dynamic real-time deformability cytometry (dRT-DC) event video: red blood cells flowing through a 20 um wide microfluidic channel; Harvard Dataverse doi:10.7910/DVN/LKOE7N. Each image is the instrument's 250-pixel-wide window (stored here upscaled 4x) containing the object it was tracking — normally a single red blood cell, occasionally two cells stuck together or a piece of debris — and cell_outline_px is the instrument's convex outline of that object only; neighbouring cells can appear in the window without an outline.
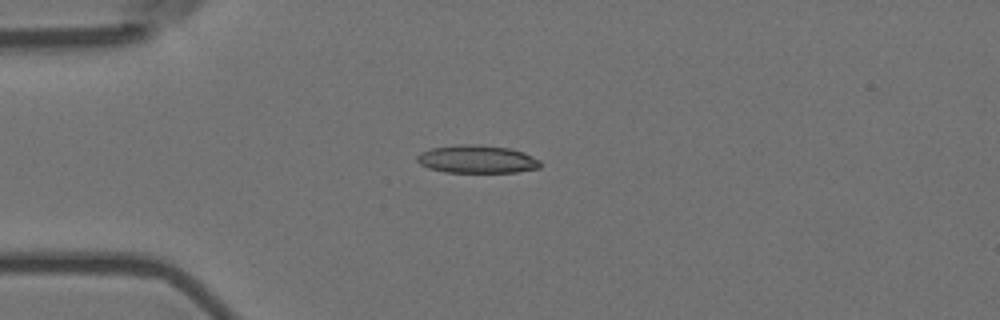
{"species": "Egyptian fruit bat (a non-hibernating species)", "species_latin": "Rousettus aegyptiacus", "temperature_condition": "room temperature", "stored_images_in_passage": 9, "camera_frame_rate_fps": 3000, "um_per_image_px": 0.085, "animal": {"sex": "female"}, "frame": {"image": 1, "passage_image": 3, "time_ms": 0.667, "image_size_px": [1000, 320], "cell_outline_px": [[540, 168], [516, 172], [444, 172], [428, 168], [420, 164], [416, 160], [416, 156], [420, 152], [432, 148], [456, 144], [480, 144], [512, 148], [524, 152], [540, 160]], "centroid_in_image_um": [40.54, 13.52], "position_along_channel_um": 44.5, "area_um2": 20.35}}
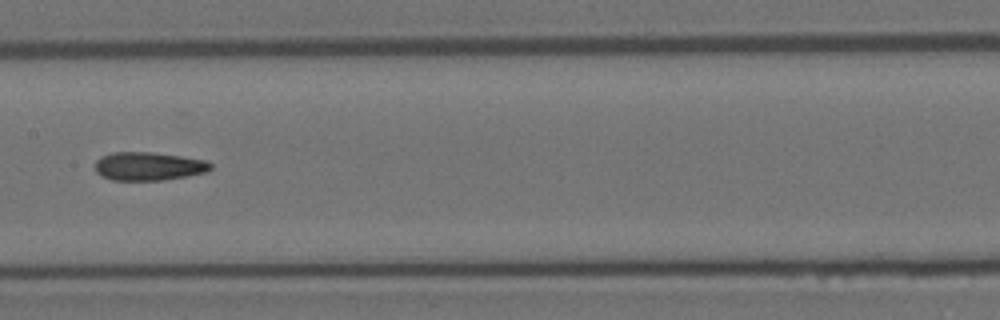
{"frame": {"image": 2, "passage_image": 7, "time_ms": 2.0, "image_size_px": [1000, 320], "cell_outline_px": [[212, 168], [204, 172], [184, 176], [160, 180], [112, 180], [100, 176], [96, 172], [96, 160], [100, 156], [112, 152], [152, 152], [180, 156], [204, 160], [212, 164]], "centroid_in_image_um": [12.57, 14.12], "position_along_channel_um": 194.8, "area_um2": 18.96}}
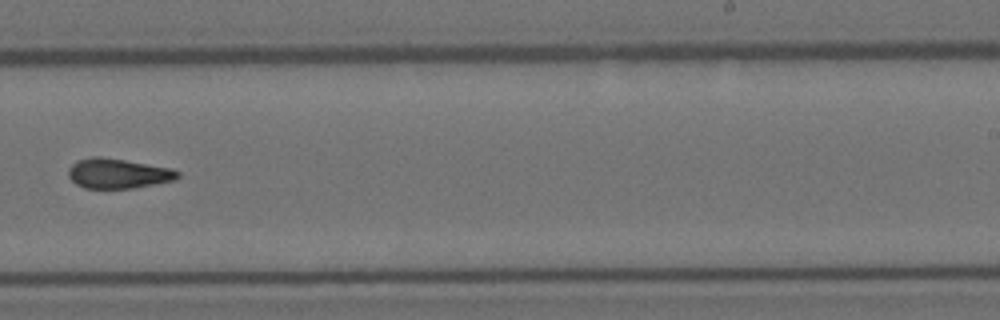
{"frame": {"image": 3, "passage_image": 9, "time_ms": 2.667, "image_size_px": [1000, 320], "cell_outline_px": [[180, 176], [176, 180], [136, 188], [84, 188], [76, 184], [68, 176], [68, 168], [76, 160], [92, 156], [100, 156], [172, 168], [180, 172]], "centroid_in_image_um": [10.04, 14.74], "position_along_channel_um": 279.0, "area_um2": 19.25}}